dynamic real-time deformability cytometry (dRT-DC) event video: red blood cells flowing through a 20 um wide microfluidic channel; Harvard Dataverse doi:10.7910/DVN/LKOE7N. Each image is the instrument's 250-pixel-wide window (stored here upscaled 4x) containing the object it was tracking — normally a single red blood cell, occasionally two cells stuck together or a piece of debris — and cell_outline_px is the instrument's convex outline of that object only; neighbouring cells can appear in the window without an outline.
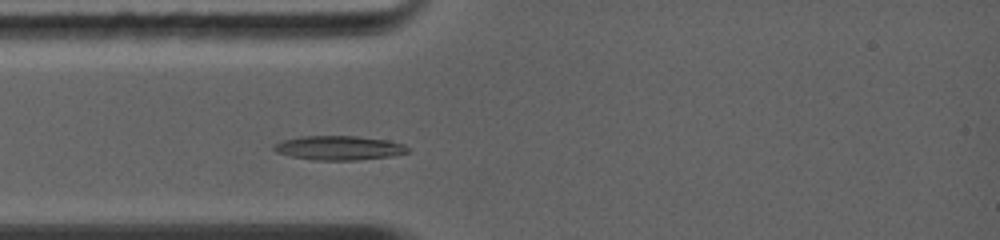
{"species": "common noctule bat (a hibernating species)", "species_latin": "Nyctalus noctula", "temperature_condition": "warm", "stored_images_in_passage": 19, "camera_frame_rate_fps": 5000, "um_per_image_px": 0.085, "animal": {"sex": "female", "body_mass_g": 19.0, "forearm_length_mm": 56.7}, "frame": {"image": 1, "passage_image": 2, "time_ms": 1.2, "image_size_px": [1000, 240], "cell_outline_px": [[408, 152], [392, 156], [356, 160], [312, 160], [292, 156], [276, 152], [272, 148], [280, 140], [300, 136], [356, 136], [388, 140], [404, 144], [408, 148]], "centroid_in_image_um": [28.8, 12.57], "position_along_channel_um": 56.2, "area_um2": 18.9}}
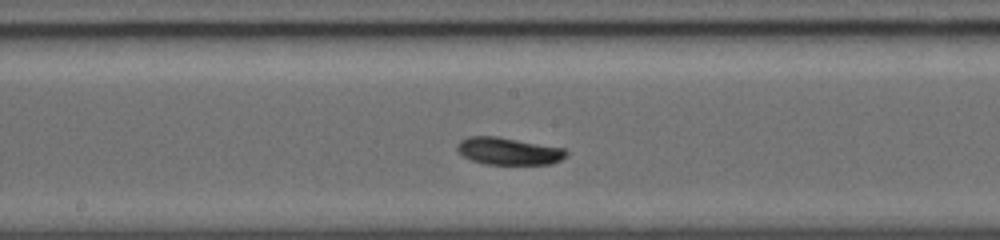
{"frame": {"image": 2, "passage_image": 9, "time_ms": 4.6, "image_size_px": [1000, 240], "cell_outline_px": [[568, 156], [552, 164], [484, 164], [472, 160], [464, 156], [456, 148], [456, 144], [460, 140], [468, 136], [500, 136], [564, 148], [568, 152]], "centroid_in_image_um": [43.24, 12.83], "position_along_channel_um": 205.0, "area_um2": 17.51}}
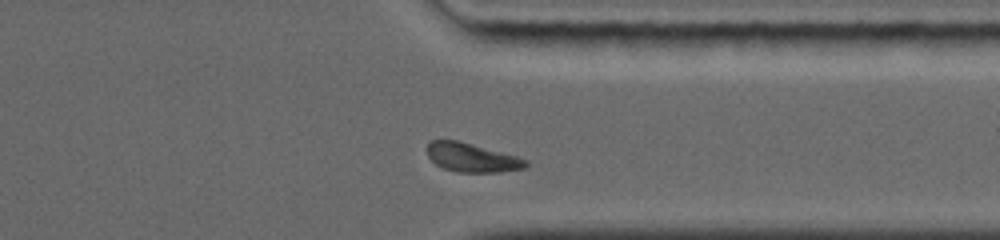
{"frame": {"image": 3, "passage_image": 17, "time_ms": 8.4, "image_size_px": [1000, 240], "cell_outline_px": [[532, 164], [524, 168], [500, 172], [460, 172], [444, 168], [436, 164], [428, 156], [428, 144], [432, 140], [456, 140], [520, 156], [528, 160]], "centroid_in_image_um": [40.2, 13.4], "position_along_channel_um": 371.2, "area_um2": 16.65}, "authors_computed_cell_mechanics": {"area_um2": 17.34, "velocity_mm_per_s": 4.3684, "shape_relaxation_time_tau1_ms": 2.972, "shape_relaxation_time_tau2_ms": null, "deformation_change_tau1": 0.1172, "deformation_change_tau2": null}}